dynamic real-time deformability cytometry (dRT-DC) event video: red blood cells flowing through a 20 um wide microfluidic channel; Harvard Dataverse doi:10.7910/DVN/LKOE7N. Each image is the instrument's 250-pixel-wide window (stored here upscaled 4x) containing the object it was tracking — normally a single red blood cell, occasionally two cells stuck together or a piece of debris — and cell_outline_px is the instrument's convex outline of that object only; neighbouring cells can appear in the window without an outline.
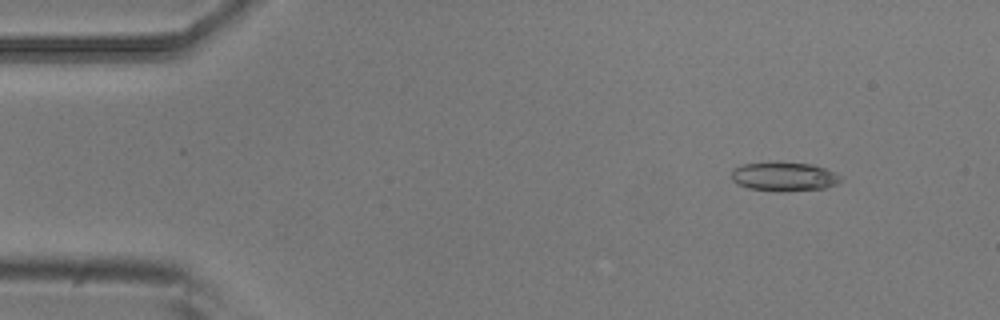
{"species": "common noctule bat (a hibernating species)", "species_latin": "Nyctalus noctula", "temperature_condition": "room temperature", "stored_images_in_passage": 4, "camera_frame_rate_fps": 3000, "um_per_image_px": 0.085, "animal": {"sex": "male", "body_mass_g": 20.5, "forearm_length_mm": 52.5}, "frame": {"image": 1, "passage_image": 1, "time_ms": 0.0, "image_size_px": [1000, 320], "cell_outline_px": [[844, 180], [836, 184], [824, 188], [784, 192], [780, 192], [748, 188], [736, 184], [732, 180], [732, 172], [736, 168], [744, 164], [812, 164], [824, 168], [840, 176]], "centroid_in_image_um": [66.67, 15.06], "position_along_channel_um": 18.3, "area_um2": 17.92}}
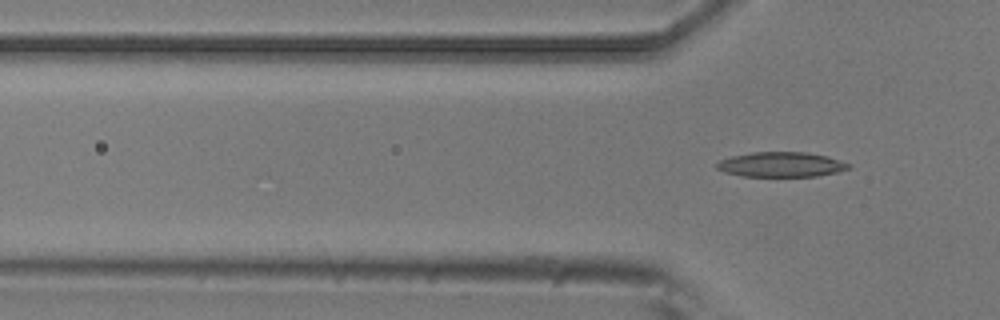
{"frame": {"image": 2, "passage_image": 4, "time_ms": 1.0, "image_size_px": [1000, 320], "cell_outline_px": [[852, 168], [836, 172], [816, 176], [744, 176], [724, 172], [716, 168], [716, 164], [720, 160], [732, 156], [752, 152], [804, 152], [828, 156], [852, 164]], "centroid_in_image_um": [66.43, 13.98], "position_along_channel_um": 59.4, "area_um2": 19.13}}